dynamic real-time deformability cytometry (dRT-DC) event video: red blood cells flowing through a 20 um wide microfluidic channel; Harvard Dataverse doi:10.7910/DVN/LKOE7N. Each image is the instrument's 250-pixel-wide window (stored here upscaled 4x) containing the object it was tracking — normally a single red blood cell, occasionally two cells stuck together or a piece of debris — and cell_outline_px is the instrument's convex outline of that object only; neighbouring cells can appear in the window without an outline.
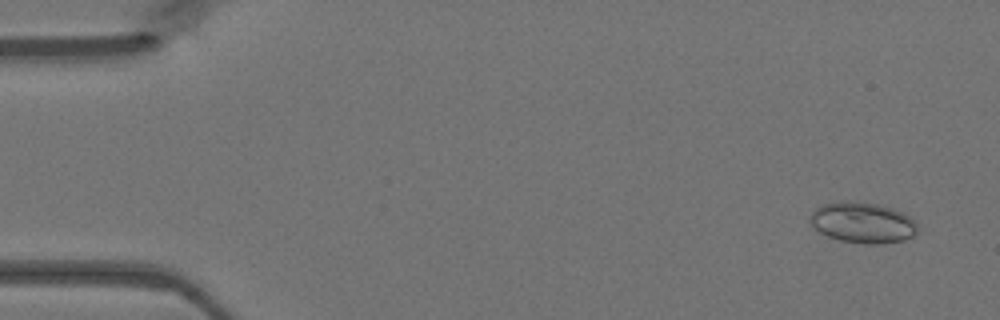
{"species": "Egyptian fruit bat (a non-hibernating species)", "species_latin": "Rousettus aegyptiacus", "temperature_condition": "warm", "stored_images_in_passage": 15, "camera_frame_rate_fps": 3000, "um_per_image_px": 0.085, "animal": {"sex": "female"}, "frame": {"image": 1, "passage_image": 3, "time_ms": 0.667, "image_size_px": [1000, 320], "cell_outline_px": [[916, 232], [912, 236], [904, 240], [880, 244], [864, 244], [840, 240], [828, 236], [812, 228], [808, 220], [808, 216], [816, 208], [824, 204], [840, 200], [852, 200], [876, 204], [892, 208], [916, 220]], "centroid_in_image_um": [73.27, 18.91], "position_along_channel_um": 11.7, "area_um2": 25.78}}